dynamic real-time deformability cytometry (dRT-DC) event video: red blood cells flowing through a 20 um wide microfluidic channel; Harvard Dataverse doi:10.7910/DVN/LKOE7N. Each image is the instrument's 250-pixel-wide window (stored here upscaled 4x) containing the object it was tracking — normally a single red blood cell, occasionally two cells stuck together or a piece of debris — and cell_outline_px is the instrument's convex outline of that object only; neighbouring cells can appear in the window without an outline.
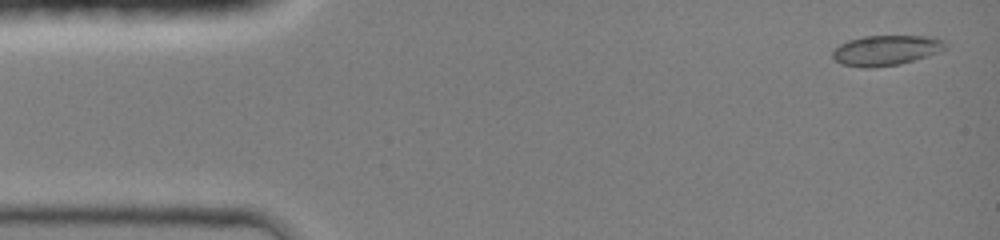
{"species": "common noctule bat (a hibernating species)", "species_latin": "Nyctalus noctula", "temperature_condition": "room temperature", "stored_images_in_passage": 8, "camera_frame_rate_fps": 3000, "um_per_image_px": 0.085, "animal": {"sex": "female", "body_mass_g": 19.0, "forearm_length_mm": 51.5}, "frame": {"image": 1, "passage_image": 1, "time_ms": 0.0, "image_size_px": [1000, 240], "cell_outline_px": [[948, 48], [928, 56], [900, 64], [872, 68], [864, 68], [840, 64], [832, 56], [832, 52], [840, 44], [848, 40], [864, 36], [928, 36], [944, 40]], "centroid_in_image_um": [75.32, 4.28], "position_along_channel_um": 9.7, "area_um2": 19.94}}
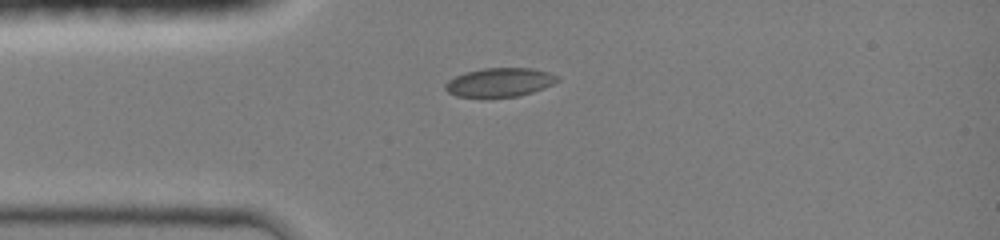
{"frame": {"image": 2, "passage_image": 6, "time_ms": 3.0, "image_size_px": [1000, 240], "cell_outline_px": [[560, 80], [544, 88], [532, 92], [516, 96], [456, 96], [448, 92], [444, 88], [444, 84], [448, 80], [464, 72], [484, 68], [532, 68], [548, 72], [560, 76]], "centroid_in_image_um": [42.48, 6.98], "position_along_channel_um": 42.5, "area_um2": 18.67}}
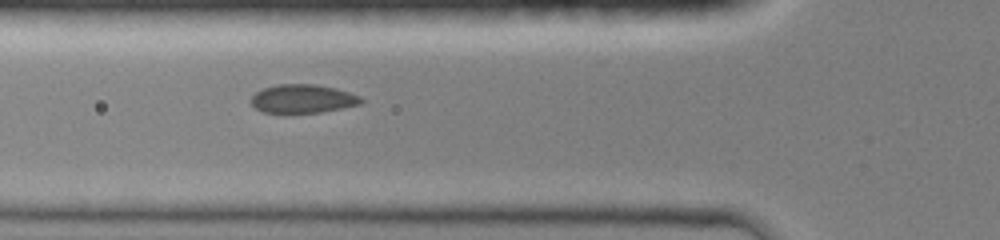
{"frame": {"image": 3, "passage_image": 8, "time_ms": 4.667, "image_size_px": [1000, 240], "cell_outline_px": [[364, 100], [360, 104], [320, 112], [284, 116], [264, 112], [256, 108], [248, 100], [256, 92], [264, 88], [276, 84], [316, 84], [336, 88], [360, 96]], "centroid_in_image_um": [25.67, 8.43], "position_along_channel_um": 100.1, "area_um2": 18.96}}